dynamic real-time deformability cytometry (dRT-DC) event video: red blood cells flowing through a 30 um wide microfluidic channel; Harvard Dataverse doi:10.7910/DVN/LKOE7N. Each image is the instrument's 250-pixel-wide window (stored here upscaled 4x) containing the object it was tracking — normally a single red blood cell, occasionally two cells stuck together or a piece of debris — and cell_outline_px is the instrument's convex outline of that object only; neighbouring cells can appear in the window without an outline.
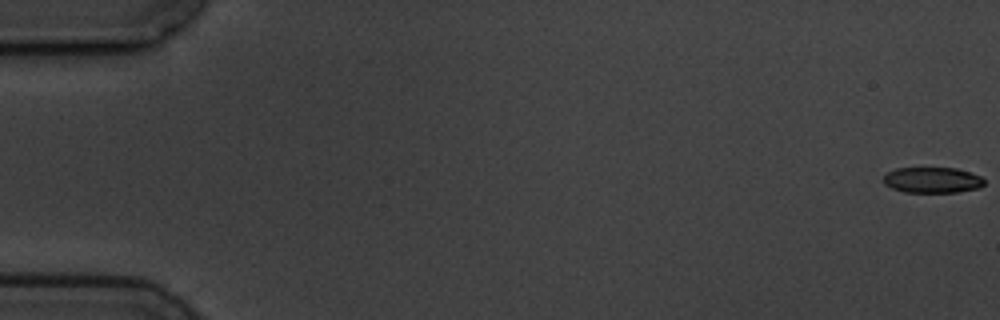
{"species": "common noctule bat (a hibernating species)", "species_latin": "Nyctalus noctula", "temperature_condition": "cold", "stored_images_in_passage": 6, "camera_frame_rate_fps": 3000, "um_per_image_px": 0.085, "animal": {"sex": "male", "body_mass_g": 19.5, "forearm_length_mm": 54.6}, "frame": {"image": 1, "passage_image": 1, "time_ms": 0.0, "image_size_px": [1000, 320], "cell_outline_px": [[984, 184], [980, 188], [956, 192], [904, 192], [892, 188], [884, 184], [884, 176], [888, 172], [896, 168], [956, 168], [980, 176], [984, 180]], "centroid_in_image_um": [79.24, 15.31], "position_along_channel_um": 5.8, "area_um2": 15.03}}
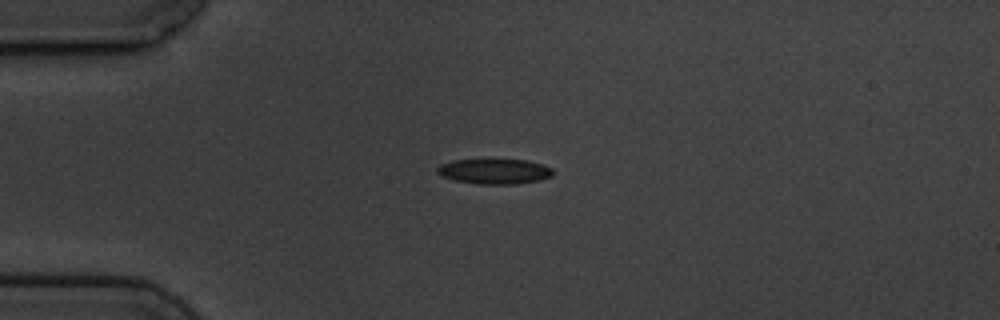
{"frame": {"image": 2, "passage_image": 5, "time_ms": 4.667, "image_size_px": [1000, 320], "cell_outline_px": [[552, 176], [540, 180], [516, 184], [476, 184], [456, 180], [444, 176], [436, 172], [436, 168], [440, 164], [452, 160], [528, 160], [544, 164], [552, 168]], "centroid_in_image_um": [42.05, 14.56], "position_along_channel_um": 42.9, "area_um2": 16.94}}